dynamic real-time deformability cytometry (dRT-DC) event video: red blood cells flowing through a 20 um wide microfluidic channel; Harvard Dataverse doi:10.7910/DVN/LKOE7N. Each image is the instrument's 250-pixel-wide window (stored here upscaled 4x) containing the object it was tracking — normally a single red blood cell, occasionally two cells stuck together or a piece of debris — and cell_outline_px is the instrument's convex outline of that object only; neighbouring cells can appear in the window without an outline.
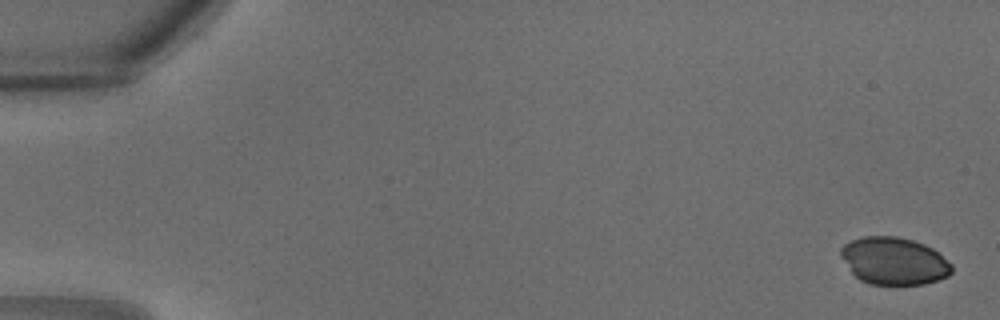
{"species": "common noctule bat (a hibernating species)", "species_latin": "Nyctalus noctula", "temperature_condition": "warm", "stored_images_in_passage": 24, "camera_frame_rate_fps": 3000, "um_per_image_px": 0.085, "animal": {"sex": "male", "body_mass_g": 18.8}, "frame": {"image": 1, "passage_image": 1, "time_ms": 0.0, "image_size_px": [1000, 320], "cell_outline_px": [[952, 272], [948, 276], [924, 284], [868, 284], [860, 280], [852, 272], [840, 256], [840, 248], [844, 244], [852, 240], [864, 236], [896, 236], [912, 240], [924, 244], [932, 248], [952, 264]], "centroid_in_image_um": [75.98, 22.18], "position_along_channel_um": 9.0, "area_um2": 30.52}}